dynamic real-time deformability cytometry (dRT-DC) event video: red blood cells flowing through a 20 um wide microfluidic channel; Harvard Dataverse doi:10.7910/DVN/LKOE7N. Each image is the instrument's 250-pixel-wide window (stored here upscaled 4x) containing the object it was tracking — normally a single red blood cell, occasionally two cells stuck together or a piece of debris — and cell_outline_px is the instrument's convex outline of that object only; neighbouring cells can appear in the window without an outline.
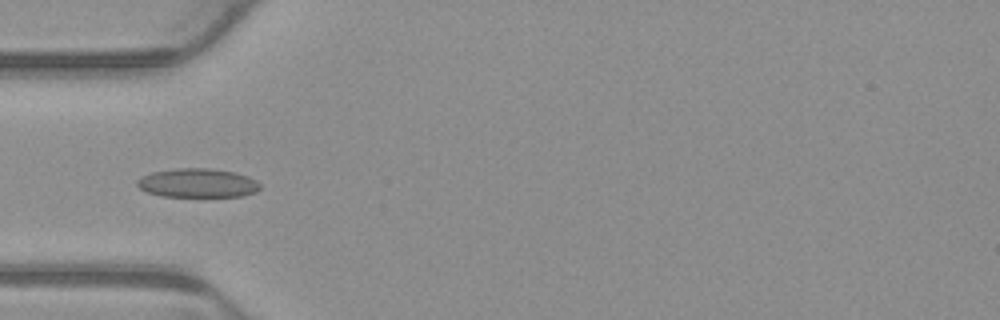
{"species": "common noctule bat (a hibernating species)", "species_latin": "Nyctalus noctula", "temperature_condition": "warm", "stored_images_in_passage": 8, "camera_frame_rate_fps": 3000, "um_per_image_px": 0.085, "animal": {"sex": "male", "body_mass_g": 23.1, "forearm_length_mm": 52.7}, "frame": {"image": 1, "passage_image": 5, "time_ms": 1.333, "image_size_px": [1000, 320], "cell_outline_px": [[260, 188], [256, 192], [244, 196], [160, 196], [148, 192], [140, 188], [136, 184], [136, 180], [140, 176], [152, 172], [176, 168], [212, 168], [236, 172], [248, 176], [256, 180], [260, 184]], "centroid_in_image_um": [16.8, 15.54], "position_along_channel_um": 68.2, "area_um2": 20.92}}
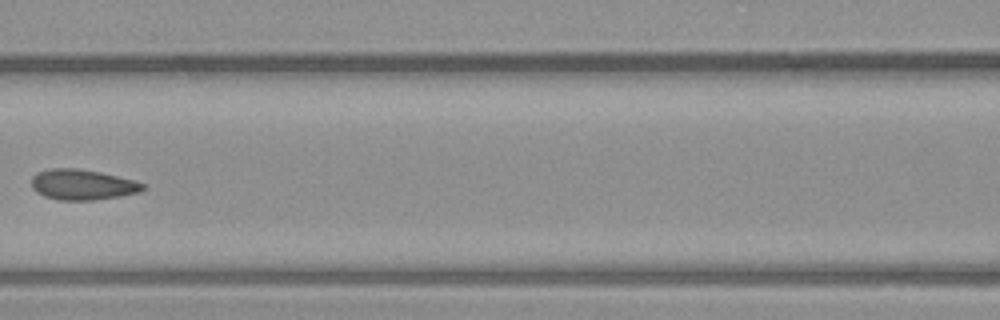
{"frame": {"image": 2, "passage_image": 7, "time_ms": 2.0, "image_size_px": [1000, 320], "cell_outline_px": [[144, 188], [140, 192], [120, 196], [92, 200], [60, 200], [44, 196], [36, 192], [32, 188], [32, 176], [36, 172], [48, 168], [80, 168], [100, 172], [132, 180], [144, 184]], "centroid_in_image_um": [6.95, 15.68], "position_along_channel_um": 159.6, "area_um2": 19.77}}
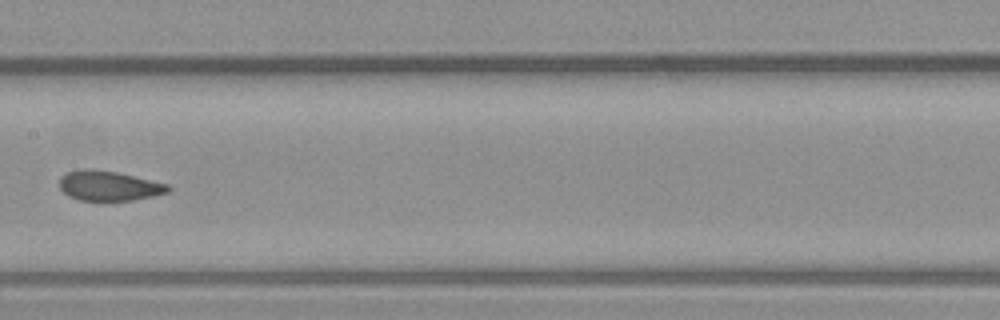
{"frame": {"image": 3, "passage_image": 8, "time_ms": 2.333, "image_size_px": [1000, 320], "cell_outline_px": [[172, 188], [168, 192], [152, 196], [132, 200], [80, 200], [68, 196], [60, 188], [60, 176], [64, 172], [84, 168], [92, 168], [116, 172], [168, 184]], "centroid_in_image_um": [9.22, 15.77], "position_along_channel_um": 198.2, "area_um2": 18.9}}